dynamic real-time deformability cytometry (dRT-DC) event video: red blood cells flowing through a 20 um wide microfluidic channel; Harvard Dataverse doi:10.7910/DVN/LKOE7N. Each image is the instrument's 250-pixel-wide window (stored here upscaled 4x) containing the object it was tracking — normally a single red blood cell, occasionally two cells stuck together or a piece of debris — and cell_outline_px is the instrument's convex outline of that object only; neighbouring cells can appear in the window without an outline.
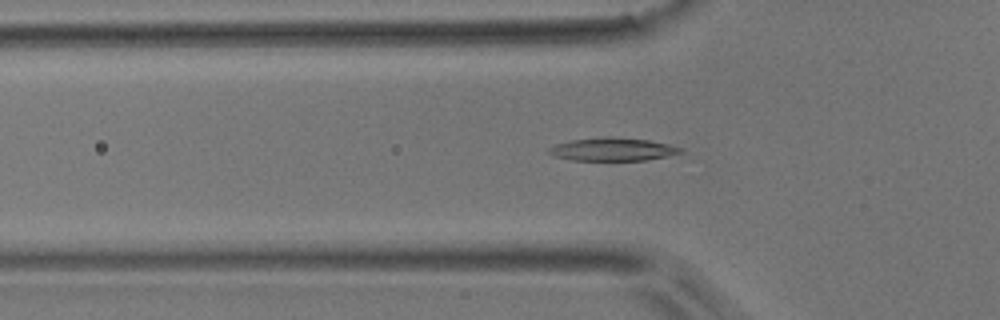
{"species": "common noctule bat (a hibernating species)", "species_latin": "Nyctalus noctula", "temperature_condition": "room temperature", "stored_images_in_passage": 51, "camera_frame_rate_fps": 3000, "um_per_image_px": 0.085, "animal": {"sex": "male", "body_mass_g": 17.9}, "frame": {"image": 1, "passage_image": 16, "time_ms": 5.0, "image_size_px": [1000, 320], "cell_outline_px": [[684, 152], [648, 160], [572, 160], [556, 156], [548, 152], [548, 148], [556, 144], [572, 140], [648, 140], [668, 144], [684, 148]], "centroid_in_image_um": [52.13, 12.75], "position_along_channel_um": 73.7, "area_um2": 16.47}}
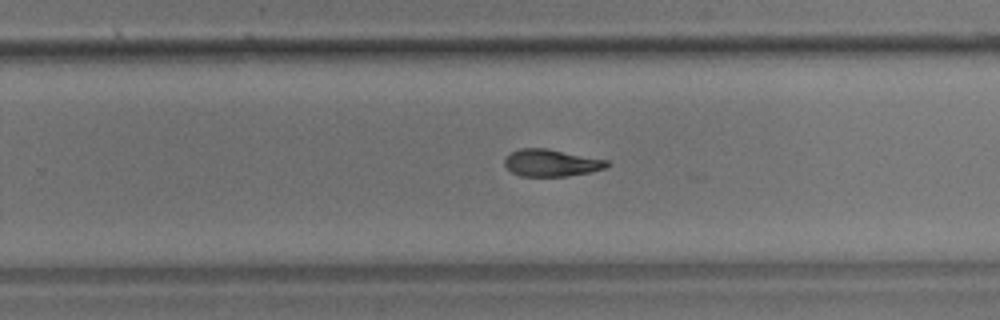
{"frame": {"image": 2, "passage_image": 32, "time_ms": 10.333, "image_size_px": [1000, 320], "cell_outline_px": [[612, 164], [608, 168], [592, 172], [568, 176], [520, 176], [512, 172], [504, 164], [504, 160], [512, 152], [520, 148], [544, 148], [608, 160]], "centroid_in_image_um": [46.92, 13.85], "position_along_channel_um": 282.9, "area_um2": 16.18}}
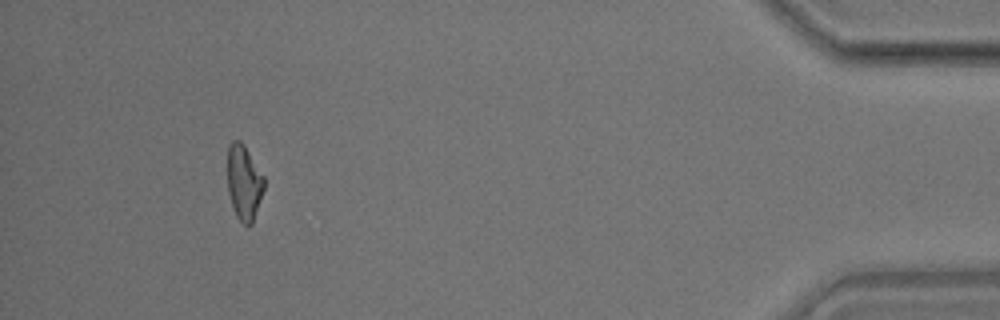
{"frame": {"image": 3, "passage_image": 47, "time_ms": 15.333, "image_size_px": [1000, 320], "cell_outline_px": [[264, 188], [252, 224], [244, 224], [236, 216], [232, 208], [228, 192], [228, 144], [232, 140], [240, 140], [244, 144], [264, 176]], "centroid_in_image_um": [20.73, 15.48], "position_along_channel_um": 414.5, "area_um2": 16.01}, "authors_computed_cell_mechanics": {"area_um2": 16.9354, "velocity_mm_per_s": 3.9074, "shape_relaxation_time_tau1_ms": 4.9229, "shape_relaxation_time_tau2_ms": 8.3126, "deformation_change_tau1": 0.1972, "deformation_change_tau2": 0.1856}}